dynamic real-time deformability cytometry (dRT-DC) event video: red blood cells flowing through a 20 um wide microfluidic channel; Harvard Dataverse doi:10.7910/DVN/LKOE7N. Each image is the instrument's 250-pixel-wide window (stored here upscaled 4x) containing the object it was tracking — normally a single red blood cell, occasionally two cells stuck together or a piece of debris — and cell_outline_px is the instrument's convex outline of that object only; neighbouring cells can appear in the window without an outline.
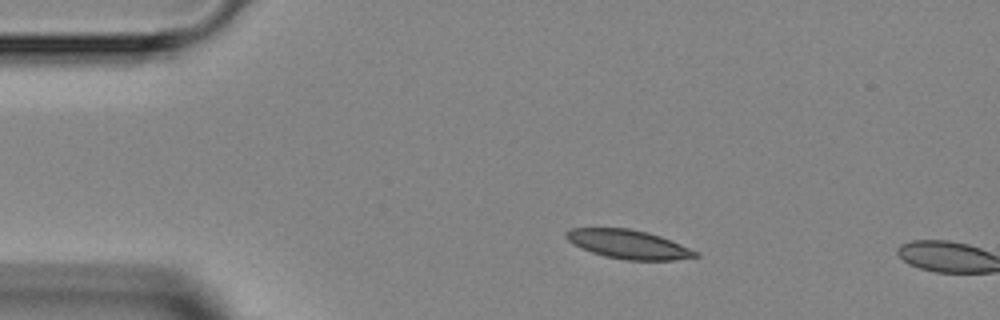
{"species": "Egyptian fruit bat (a non-hibernating species)", "species_latin": "Rousettus aegyptiacus", "temperature_condition": "room temperature", "stored_images_in_passage": 2, "camera_frame_rate_fps": 3000, "um_per_image_px": 0.085, "animal": {"sex": "female"}, "frame": {"image": 1, "passage_image": 1, "time_ms": 0.0, "image_size_px": [1000, 320], "cell_outline_px": [[700, 256], [676, 260], [624, 260], [604, 256], [592, 252], [572, 244], [564, 236], [564, 232], [572, 228], [628, 228], [648, 232], [672, 240], [700, 252]], "centroid_in_image_um": [53.44, 20.77], "position_along_channel_um": 31.6, "area_um2": 21.96}}